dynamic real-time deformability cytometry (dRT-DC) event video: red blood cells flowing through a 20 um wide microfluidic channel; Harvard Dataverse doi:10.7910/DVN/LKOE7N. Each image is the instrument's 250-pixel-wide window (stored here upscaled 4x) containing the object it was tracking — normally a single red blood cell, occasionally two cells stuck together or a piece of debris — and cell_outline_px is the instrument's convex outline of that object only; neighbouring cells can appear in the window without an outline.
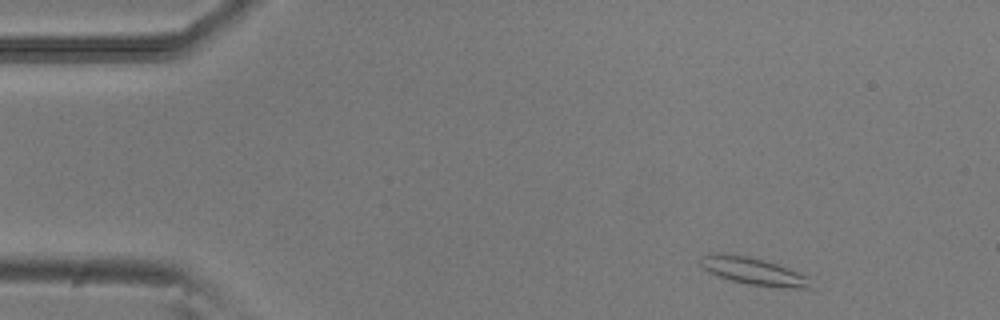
{"species": "common noctule bat (a hibernating species)", "species_latin": "Nyctalus noctula", "temperature_condition": "room temperature", "stored_images_in_passage": 5, "camera_frame_rate_fps": 3000, "um_per_image_px": 0.085, "animal": {"sex": "male", "body_mass_g": 20.5, "forearm_length_mm": 52.5}, "frame": {"image": 1, "passage_image": 1, "time_ms": 0.0, "image_size_px": [1000, 320], "cell_outline_px": [[816, 288], [796, 288], [748, 284], [732, 280], [708, 272], [700, 264], [700, 256], [748, 256], [764, 260], [788, 268], [808, 276]], "centroid_in_image_um": [64.17, 23.1], "position_along_channel_um": 20.8, "area_um2": 16.76}}
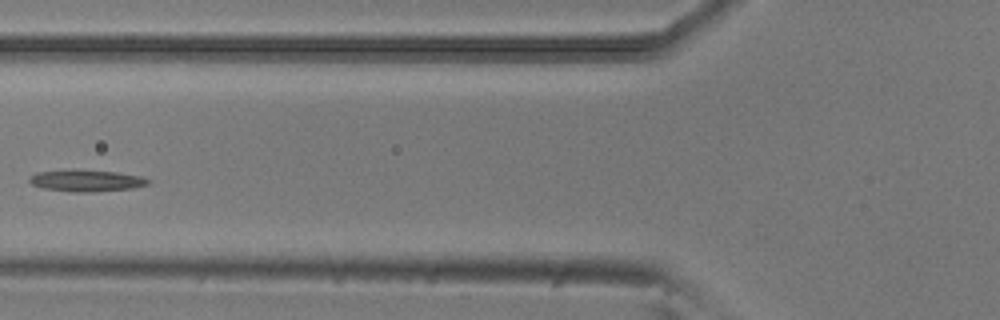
{"frame": {"image": 2, "passage_image": 5, "time_ms": 1.333, "image_size_px": [1000, 320], "cell_outline_px": [[152, 180], [148, 184], [132, 188], [92, 192], [72, 192], [44, 188], [32, 184], [28, 180], [36, 172], [116, 172], [140, 176]], "centroid_in_image_um": [7.41, 15.4], "position_along_channel_um": 118.4, "area_um2": 14.05}}